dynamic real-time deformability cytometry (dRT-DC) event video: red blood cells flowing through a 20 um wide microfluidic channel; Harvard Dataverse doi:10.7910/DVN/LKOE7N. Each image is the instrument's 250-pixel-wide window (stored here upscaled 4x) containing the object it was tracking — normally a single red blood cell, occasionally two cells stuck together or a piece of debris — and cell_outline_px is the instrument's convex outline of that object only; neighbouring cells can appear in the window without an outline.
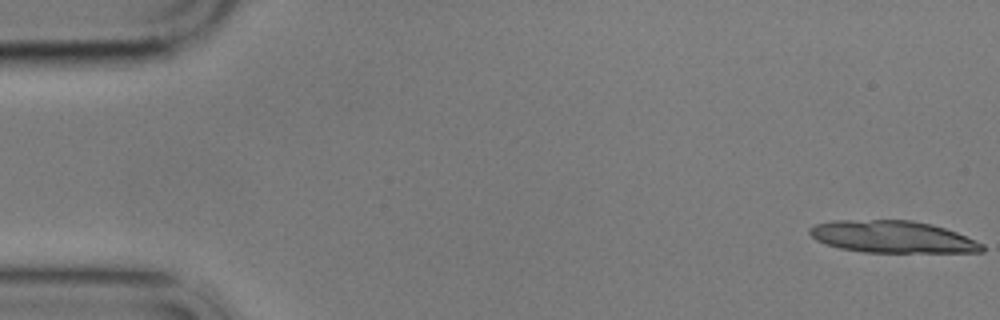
{"species": "common noctule bat (a hibernating species)", "species_latin": "Nyctalus noctula", "temperature_condition": "cold", "stored_images_in_passage": 5, "camera_frame_rate_fps": 3000, "um_per_image_px": 0.085, "animal": {"sex": "male", "body_mass_g": 17.9}, "frame": {"image": 1, "passage_image": 1, "time_ms": 0.0, "image_size_px": [1000, 320], "cell_outline_px": [[984, 252], [864, 252], [840, 248], [816, 240], [808, 232], [808, 228], [816, 224], [832, 220], [912, 220], [932, 224], [956, 232], [984, 244]], "centroid_in_image_um": [75.86, 20.12], "position_along_channel_um": 9.1, "area_um2": 32.14}}